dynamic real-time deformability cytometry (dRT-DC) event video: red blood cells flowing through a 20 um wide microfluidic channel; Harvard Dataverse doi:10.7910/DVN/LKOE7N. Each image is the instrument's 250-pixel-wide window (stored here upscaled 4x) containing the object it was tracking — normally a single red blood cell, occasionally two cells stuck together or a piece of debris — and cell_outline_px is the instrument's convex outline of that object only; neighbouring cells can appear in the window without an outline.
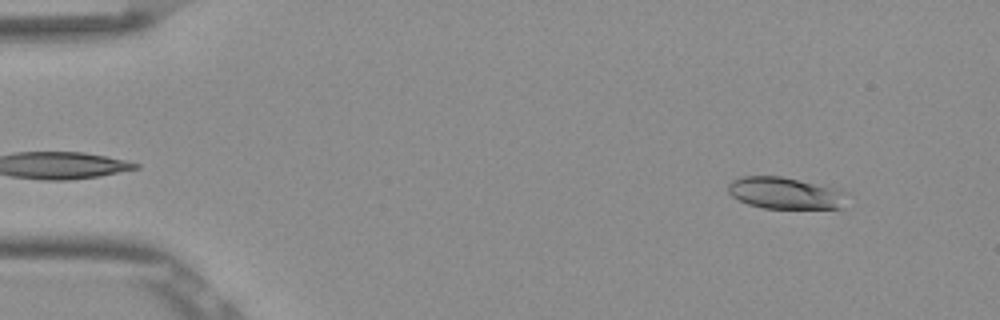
{"species": "Egyptian fruit bat (a non-hibernating species)", "species_latin": "Rousettus aegyptiacus", "temperature_condition": "room temperature", "stored_images_in_passage": 51, "camera_frame_rate_fps": 3000, "um_per_image_px": 0.085, "frame": {"image": 1, "passage_image": 4, "time_ms": 1.0, "image_size_px": [1000, 320], "cell_outline_px": [[848, 192], [844, 208], [764, 208], [748, 204], [732, 196], [728, 192], [728, 184], [732, 180], [740, 176], [780, 176], [840, 188]], "centroid_in_image_um": [66.79, 16.4], "position_along_channel_um": 18.2, "area_um2": 22.25}}
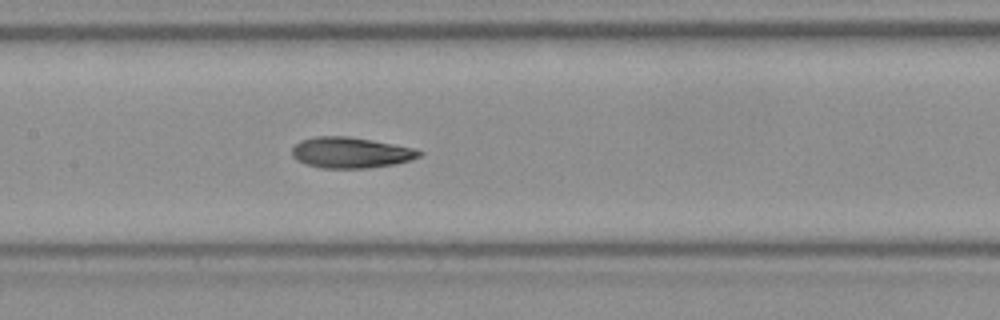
{"frame": {"image": 2, "passage_image": 24, "time_ms": 7.667, "image_size_px": [1000, 320], "cell_outline_px": [[424, 152], [420, 156], [412, 160], [396, 164], [368, 168], [320, 168], [304, 164], [296, 160], [292, 156], [292, 148], [300, 140], [316, 136], [348, 136], [372, 140], [416, 148]], "centroid_in_image_um": [29.82, 12.97], "position_along_channel_um": 177.6, "area_um2": 23.18}}
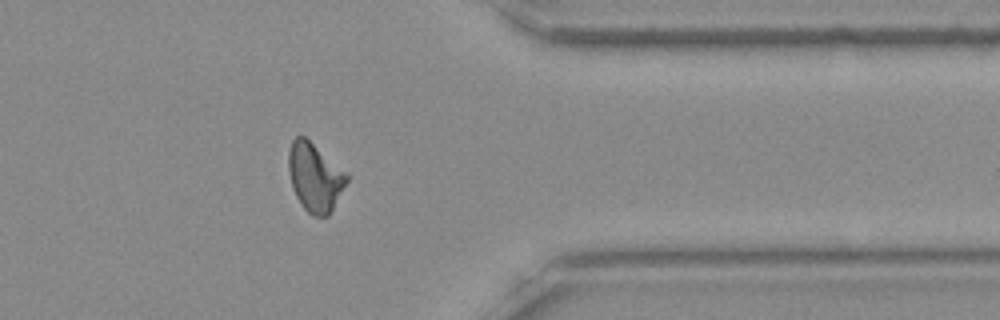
{"frame": {"image": 3, "passage_image": 41, "time_ms": 13.333, "image_size_px": [1000, 320], "cell_outline_px": [[352, 176], [328, 216], [312, 216], [300, 204], [292, 188], [288, 172], [288, 152], [292, 140], [296, 136], [304, 136]], "centroid_in_image_um": [26.78, 15.07], "position_along_channel_um": 384.6, "area_um2": 23.52}, "authors_computed_cell_mechanics": {"area_um2": 22.4842, "velocity_mm_per_s": 3.8773, "shape_relaxation_time_tau1_ms": 6.615, "shape_relaxation_time_tau2_ms": 2.4105, "deformation_change_tau1": 0.1629, "deformation_change_tau2": 0.0988}}